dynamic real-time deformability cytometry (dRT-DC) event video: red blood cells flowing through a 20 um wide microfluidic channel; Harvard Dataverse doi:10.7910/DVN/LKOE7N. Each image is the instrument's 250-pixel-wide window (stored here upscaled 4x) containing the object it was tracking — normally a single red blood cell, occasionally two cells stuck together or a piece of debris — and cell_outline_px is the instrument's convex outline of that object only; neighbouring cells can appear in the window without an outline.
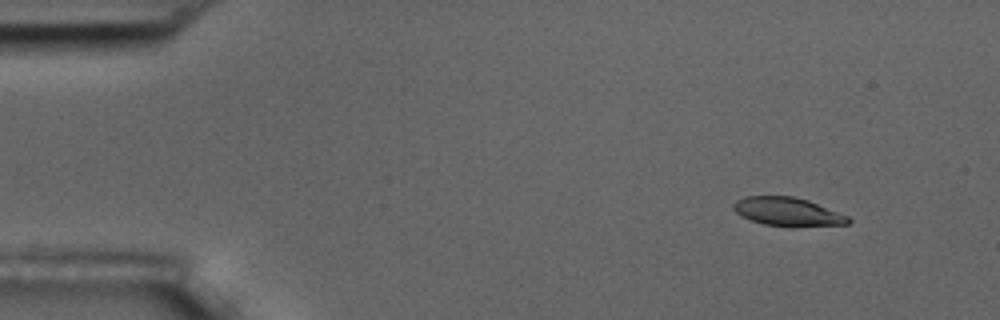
{"species": "common noctule bat (a hibernating species)", "species_latin": "Nyctalus noctula", "temperature_condition": "room temperature", "stored_images_in_passage": 5, "camera_frame_rate_fps": 3000, "um_per_image_px": 0.085, "animal": {"sex": "male", "body_mass_g": 17.5, "forearm_length_mm": 52.3}, "frame": {"image": 1, "passage_image": 2, "time_ms": 1.333, "image_size_px": [1000, 320], "cell_outline_px": [[852, 220], [848, 224], [764, 224], [740, 216], [732, 208], [732, 204], [736, 200], [744, 196], [792, 196], [808, 200], [848, 216]], "centroid_in_image_um": [66.87, 17.94], "position_along_channel_um": 18.1, "area_um2": 18.21}}
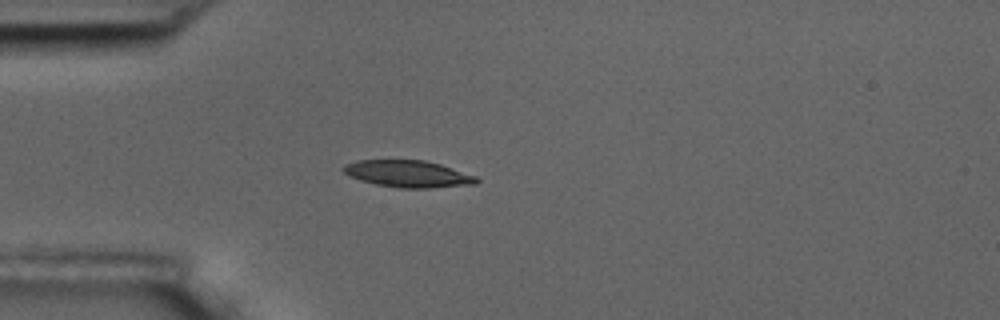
{"frame": {"image": 2, "passage_image": 5, "time_ms": 4.667, "image_size_px": [1000, 320], "cell_outline_px": [[480, 180], [476, 184], [428, 188], [400, 188], [376, 184], [360, 180], [348, 176], [340, 168], [344, 164], [356, 160], [424, 160], [440, 164], [476, 176]], "centroid_in_image_um": [34.65, 14.77], "position_along_channel_um": 50.4, "area_um2": 20.92}}